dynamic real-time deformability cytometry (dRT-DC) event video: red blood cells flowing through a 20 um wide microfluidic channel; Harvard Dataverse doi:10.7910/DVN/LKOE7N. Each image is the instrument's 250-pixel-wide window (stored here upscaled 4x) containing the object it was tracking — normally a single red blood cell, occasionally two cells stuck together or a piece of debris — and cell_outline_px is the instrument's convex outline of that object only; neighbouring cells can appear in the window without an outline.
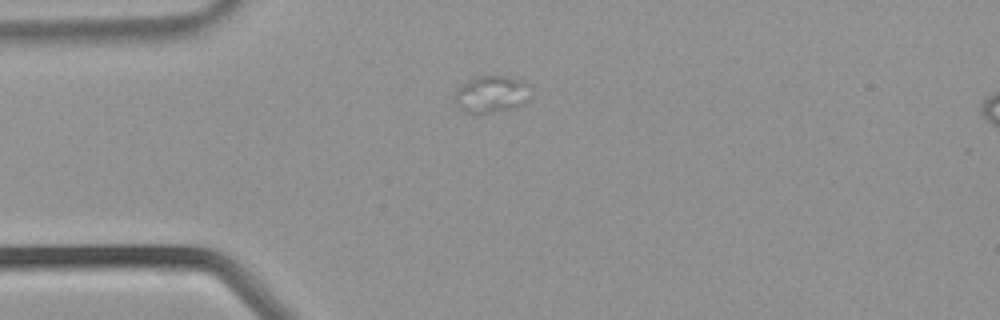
{"species": "common noctule bat (a hibernating species)", "species_latin": "Nyctalus noctula", "temperature_condition": "warm", "stored_images_in_passage": 29, "camera_frame_rate_fps": 3000, "um_per_image_px": 0.085, "animal": {"sex": "male", "body_mass_g": 21.5, "forearm_length_mm": 52.0}, "frame": {"image": 1, "passage_image": 1, "time_ms": 0.0, "image_size_px": [1000, 320], "cell_outline_px": [[532, 96], [524, 104], [516, 108], [488, 112], [468, 112], [460, 108], [456, 100], [456, 88], [460, 84], [476, 76], [508, 76], [524, 80], [528, 84]], "centroid_in_image_um": [41.84, 7.97], "position_along_channel_um": 43.2, "area_um2": 16.42}}
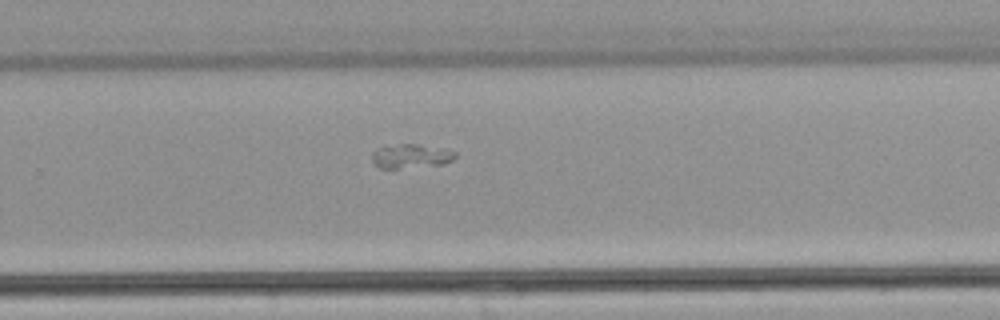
{"frame": {"image": 2, "passage_image": 16, "time_ms": 5.0, "image_size_px": [1000, 320], "cell_outline_px": [[456, 156], [452, 160], [444, 164], [400, 168], [380, 168], [372, 160], [372, 152], [376, 148], [400, 144], [416, 144], [448, 148], [456, 152]], "centroid_in_image_um": [34.97, 13.25], "position_along_channel_um": 294.8, "area_um2": 11.73}}
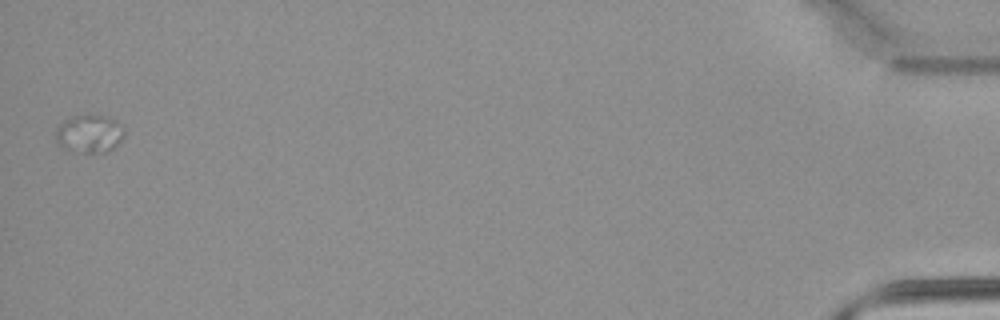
{"frame": {"image": 3, "passage_image": 29, "time_ms": 9.333, "image_size_px": [1000, 320], "cell_outline_px": [[124, 136], [112, 148], [104, 152], [68, 152], [56, 144], [56, 128], [64, 120], [72, 116], [108, 116], [124, 128]], "centroid_in_image_um": [7.54, 11.39], "position_along_channel_um": 427.7, "area_um2": 15.09}}